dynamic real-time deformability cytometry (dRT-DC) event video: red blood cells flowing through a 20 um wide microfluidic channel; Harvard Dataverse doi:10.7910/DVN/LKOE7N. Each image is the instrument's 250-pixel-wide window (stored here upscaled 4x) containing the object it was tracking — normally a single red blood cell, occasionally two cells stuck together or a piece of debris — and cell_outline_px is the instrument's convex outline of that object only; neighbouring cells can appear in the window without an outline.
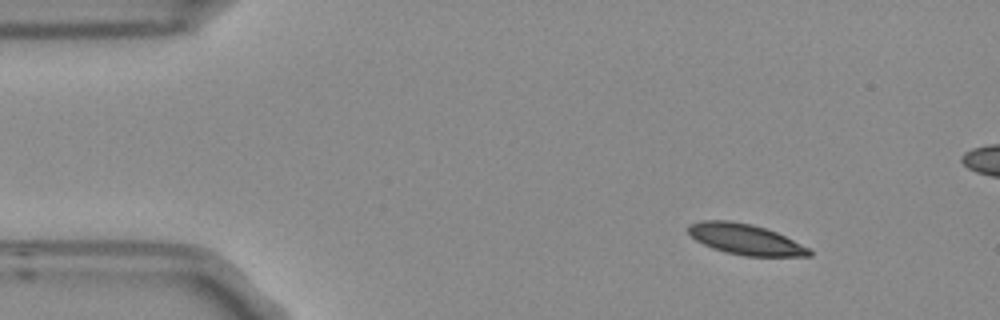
{"species": "Egyptian fruit bat (a non-hibernating species)", "species_latin": "Rousettus aegyptiacus", "temperature_condition": "room temperature", "stored_images_in_passage": 4, "camera_frame_rate_fps": 3000, "um_per_image_px": 0.085, "frame": {"image": 1, "passage_image": 1, "time_ms": 0.0, "image_size_px": [1000, 320], "cell_outline_px": [[812, 256], [744, 256], [724, 252], [712, 248], [696, 240], [688, 232], [688, 224], [700, 220], [732, 220], [752, 224], [776, 232], [808, 248], [812, 252]], "centroid_in_image_um": [63.31, 20.33], "position_along_channel_um": 21.7, "area_um2": 21.56}}